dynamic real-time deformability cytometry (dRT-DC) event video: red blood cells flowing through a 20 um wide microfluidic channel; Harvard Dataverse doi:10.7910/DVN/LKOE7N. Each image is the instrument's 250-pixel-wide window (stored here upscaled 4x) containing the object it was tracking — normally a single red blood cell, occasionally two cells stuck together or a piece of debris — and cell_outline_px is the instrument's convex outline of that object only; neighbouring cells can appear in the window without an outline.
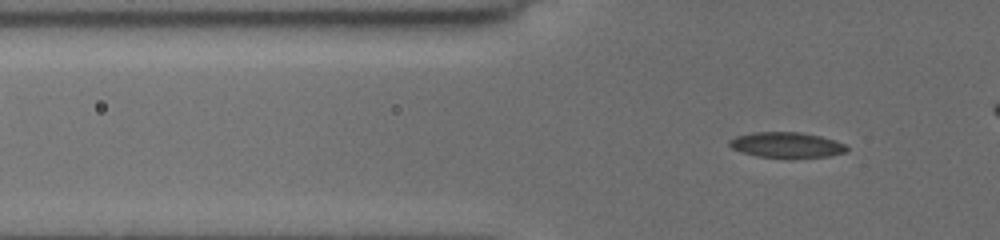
{"species": "common noctule bat (a hibernating species)", "species_latin": "Nyctalus noctula", "temperature_condition": "cold", "stored_images_in_passage": 39, "camera_frame_rate_fps": 3000, "um_per_image_px": 0.085, "animal": {"sex": "female", "body_mass_g": 19.5, "forearm_length_mm": 54.1}, "frame": {"image": 1, "passage_image": 10, "time_ms": 3.0, "image_size_px": [1000, 240], "cell_outline_px": [[848, 152], [832, 156], [756, 156], [740, 152], [732, 148], [728, 144], [728, 140], [736, 136], [752, 132], [800, 132], [820, 136], [844, 144], [848, 148]], "centroid_in_image_um": [66.82, 12.3], "position_along_channel_um": 59.0, "area_um2": 17.05}}
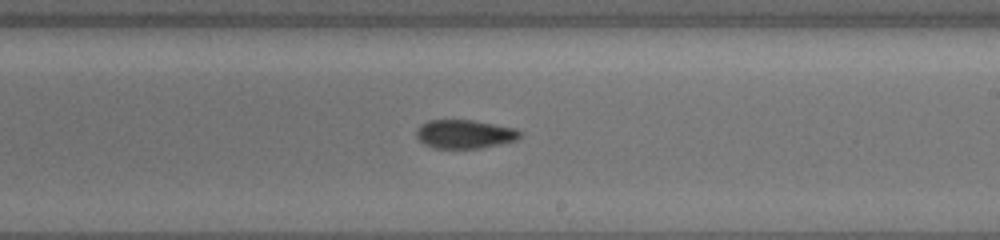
{"frame": {"image": 2, "passage_image": 26, "time_ms": 8.333, "image_size_px": [1000, 240], "cell_outline_px": [[524, 132], [516, 140], [480, 148], [436, 148], [424, 144], [416, 136], [416, 128], [420, 124], [428, 120], [472, 120], [516, 128]], "centroid_in_image_um": [39.49, 11.39], "position_along_channel_um": 249.5, "area_um2": 17.34}}
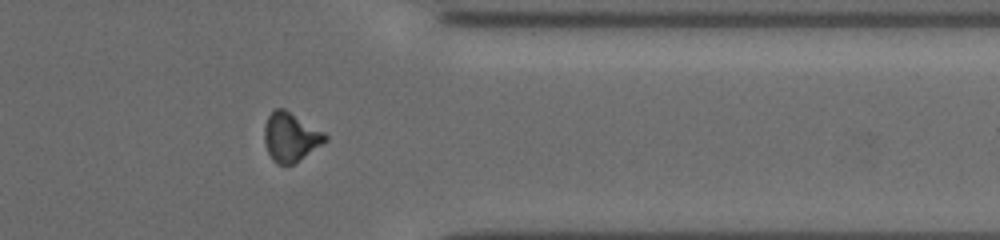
{"frame": {"image": 3, "passage_image": 37, "time_ms": 12.0, "image_size_px": [1000, 240], "cell_outline_px": [[328, 140], [292, 164], [276, 164], [272, 160], [264, 144], [264, 128], [268, 116], [276, 108], [284, 108], [324, 132], [328, 136]], "centroid_in_image_um": [24.68, 11.64], "position_along_channel_um": 386.7, "area_um2": 17.17}, "authors_computed_cell_mechanics": {"area_um2": 17.2244, "velocity_mm_per_s": 3.8584, "shape_relaxation_time_tau1_ms": null, "shape_relaxation_time_tau2_ms": 3.3755, "deformation_change_tau1": null, "deformation_change_tau2": 0.0811}}